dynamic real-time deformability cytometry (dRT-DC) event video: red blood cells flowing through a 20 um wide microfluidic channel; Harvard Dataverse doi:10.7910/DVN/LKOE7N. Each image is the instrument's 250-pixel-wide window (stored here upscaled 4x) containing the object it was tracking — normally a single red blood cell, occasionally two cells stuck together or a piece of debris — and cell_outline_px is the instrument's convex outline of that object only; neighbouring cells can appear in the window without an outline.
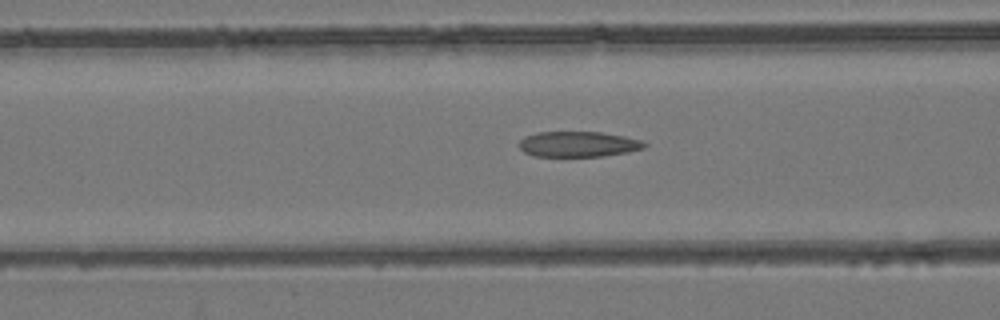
{"species": "common noctule bat (a hibernating species)", "species_latin": "Nyctalus noctula", "temperature_condition": "room temperature", "stored_images_in_passage": 30, "camera_frame_rate_fps": 3000, "um_per_image_px": 0.085, "animal": {"sex": "female", "body_mass_g": 24.6, "forearm_length_mm": 56.2}, "frame": {"image": 1, "passage_image": 11, "time_ms": 3.333, "image_size_px": [1000, 320], "cell_outline_px": [[648, 144], [644, 148], [628, 152], [604, 156], [532, 156], [524, 152], [516, 144], [524, 136], [536, 132], [600, 132], [624, 136], [640, 140]], "centroid_in_image_um": [49.11, 12.25], "position_along_channel_um": 117.5, "area_um2": 18.73}}
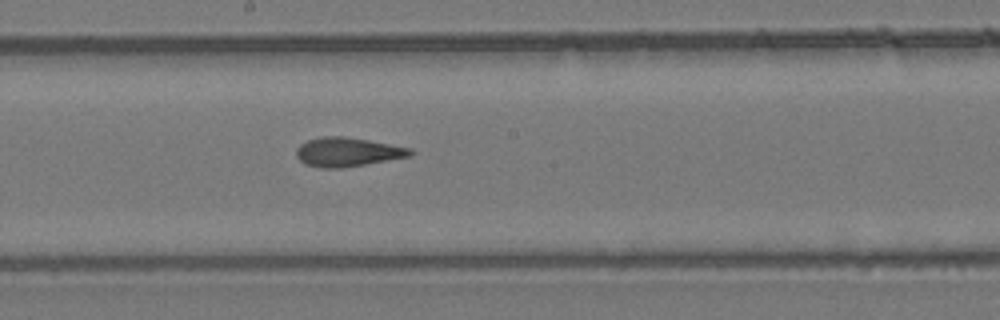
{"frame": {"image": 2, "passage_image": 19, "time_ms": 6.0, "image_size_px": [1000, 320], "cell_outline_px": [[416, 152], [412, 156], [340, 168], [320, 168], [304, 164], [296, 156], [296, 148], [300, 144], [308, 140], [320, 136], [344, 136], [368, 140], [412, 148]], "centroid_in_image_um": [29.54, 12.91], "position_along_channel_um": 218.7, "area_um2": 19.42}}
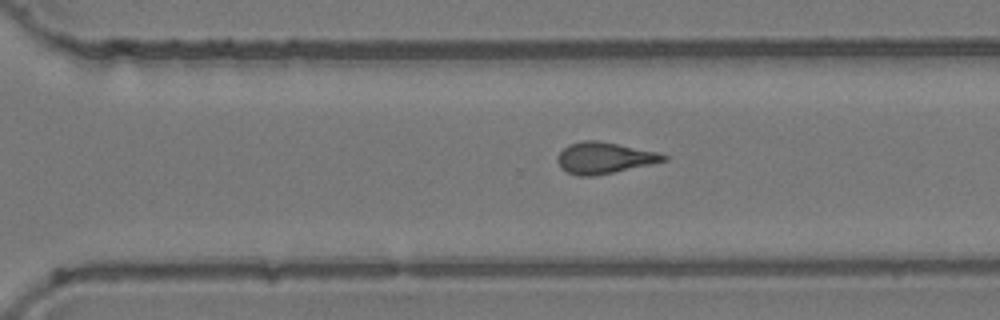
{"frame": {"image": 3, "passage_image": 27, "time_ms": 8.667, "image_size_px": [1000, 320], "cell_outline_px": [[668, 160], [652, 164], [592, 176], [576, 176], [560, 168], [556, 160], [556, 156], [568, 144], [580, 140], [596, 140], [660, 152], [668, 156]], "centroid_in_image_um": [51.34, 13.41], "position_along_channel_um": 319.3, "area_um2": 19.48}}